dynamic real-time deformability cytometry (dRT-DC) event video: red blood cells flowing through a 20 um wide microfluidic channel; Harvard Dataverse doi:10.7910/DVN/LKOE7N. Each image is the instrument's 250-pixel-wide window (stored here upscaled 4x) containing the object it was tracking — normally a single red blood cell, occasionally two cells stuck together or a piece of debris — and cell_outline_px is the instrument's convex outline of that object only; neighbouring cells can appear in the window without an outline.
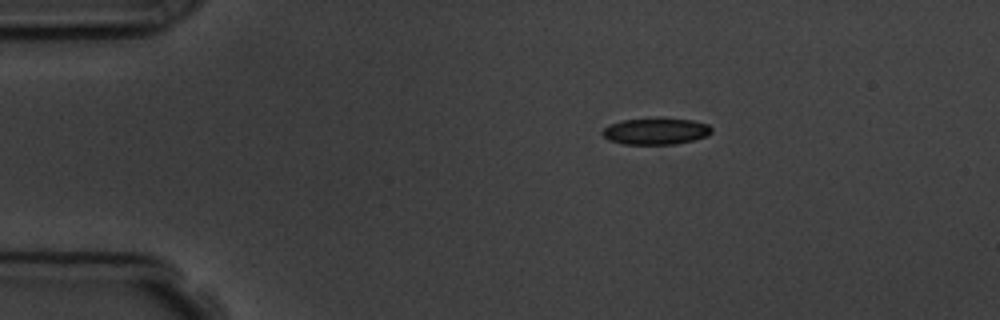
{"species": "common noctule bat (a hibernating species)", "species_latin": "Nyctalus noctula", "temperature_condition": "room temperature", "stored_images_in_passage": 9, "camera_frame_rate_fps": 3000, "um_per_image_px": 0.085, "animal": {"sex": "male", "body_mass_g": 19.5, "forearm_length_mm": 54.6}, "frame": {"image": 1, "passage_image": 1, "time_ms": 0.0, "image_size_px": [1000, 320], "cell_outline_px": [[712, 132], [708, 136], [676, 144], [624, 144], [608, 140], [600, 132], [604, 128], [612, 124], [624, 120], [656, 116], [692, 120], [708, 124], [712, 128]], "centroid_in_image_um": [55.76, 11.13], "position_along_channel_um": 29.2, "area_um2": 17.28}}
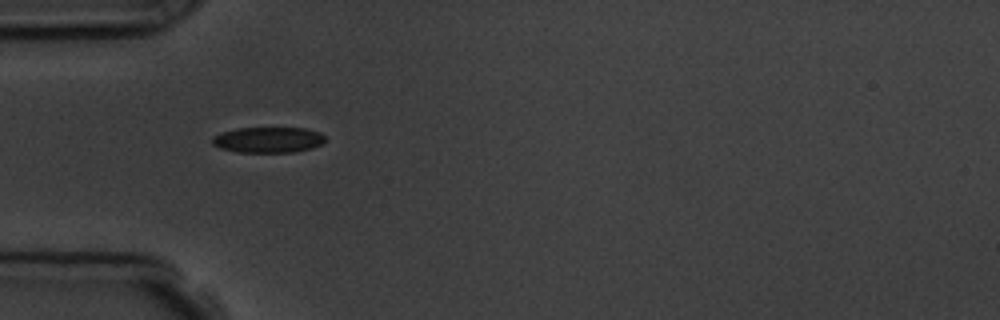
{"frame": {"image": 2, "passage_image": 3, "time_ms": 2.333, "image_size_px": [1000, 320], "cell_outline_px": [[324, 144], [312, 148], [296, 152], [236, 152], [220, 148], [212, 144], [212, 136], [220, 132], [236, 128], [304, 128], [320, 132], [324, 136]], "centroid_in_image_um": [22.78, 11.88], "position_along_channel_um": 62.2, "area_um2": 17.11}}
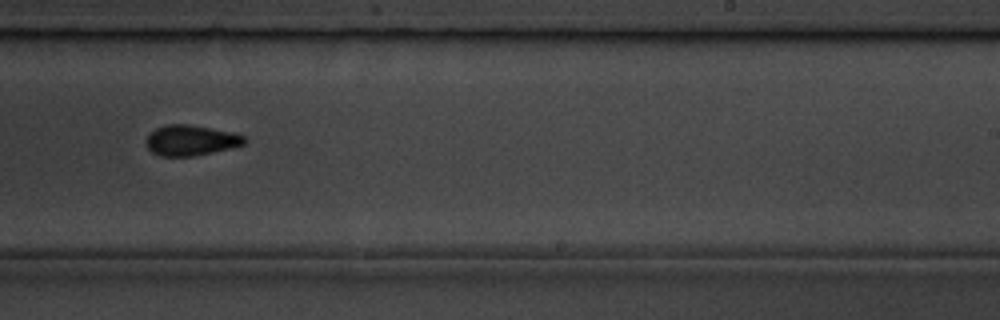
{"frame": {"image": 3, "passage_image": 8, "time_ms": 8.0, "image_size_px": [1000, 320], "cell_outline_px": [[248, 140], [244, 144], [232, 148], [192, 156], [160, 156], [152, 152], [148, 148], [144, 140], [156, 128], [168, 124], [188, 124], [212, 128], [232, 132], [244, 136]], "centroid_in_image_um": [16.23, 11.92], "position_along_channel_um": 272.8, "area_um2": 17.46}}